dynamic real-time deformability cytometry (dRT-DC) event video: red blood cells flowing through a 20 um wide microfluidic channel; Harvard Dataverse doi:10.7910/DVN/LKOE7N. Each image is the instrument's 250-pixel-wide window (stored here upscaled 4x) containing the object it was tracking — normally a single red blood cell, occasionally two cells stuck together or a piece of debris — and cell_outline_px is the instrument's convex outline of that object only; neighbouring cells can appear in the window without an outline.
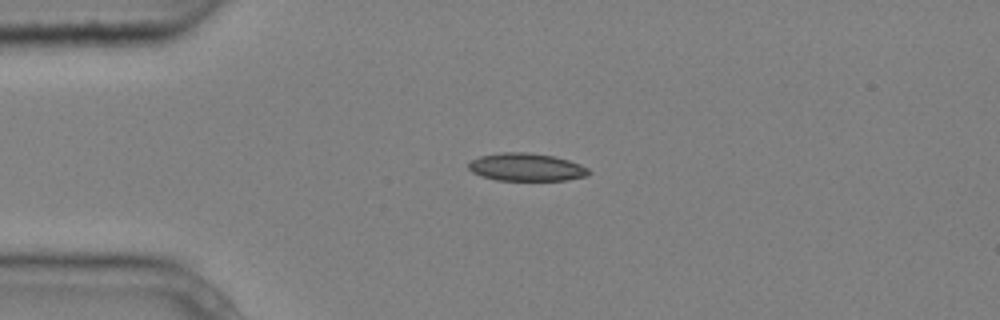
{"species": "common noctule bat (a hibernating species)", "species_latin": "Nyctalus noctula", "temperature_condition": "cold", "stored_images_in_passage": 10, "camera_frame_rate_fps": 3000, "um_per_image_px": 0.085, "animal": {"sex": "male", "body_mass_g": 20.4}, "frame": {"image": 1, "passage_image": 1, "time_ms": 0.0, "image_size_px": [1000, 320], "cell_outline_px": [[592, 172], [588, 176], [568, 180], [496, 180], [480, 176], [472, 172], [468, 168], [468, 164], [472, 160], [480, 156], [500, 152], [528, 152], [552, 156], [568, 160], [580, 164], [588, 168]], "centroid_in_image_um": [44.75, 14.21], "position_along_channel_um": 40.3, "area_um2": 19.59}}
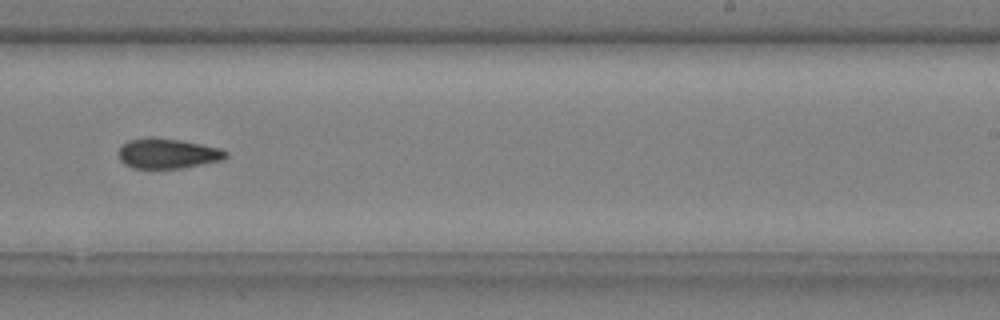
{"frame": {"image": 2, "passage_image": 7, "time_ms": 2.0, "image_size_px": [1000, 320], "cell_outline_px": [[228, 156], [224, 160], [184, 168], [132, 168], [124, 164], [120, 160], [120, 144], [128, 140], [148, 136], [152, 136], [180, 140], [220, 148], [228, 152]], "centroid_in_image_um": [14.25, 13.04], "position_along_channel_um": 274.7, "area_um2": 19.07}}